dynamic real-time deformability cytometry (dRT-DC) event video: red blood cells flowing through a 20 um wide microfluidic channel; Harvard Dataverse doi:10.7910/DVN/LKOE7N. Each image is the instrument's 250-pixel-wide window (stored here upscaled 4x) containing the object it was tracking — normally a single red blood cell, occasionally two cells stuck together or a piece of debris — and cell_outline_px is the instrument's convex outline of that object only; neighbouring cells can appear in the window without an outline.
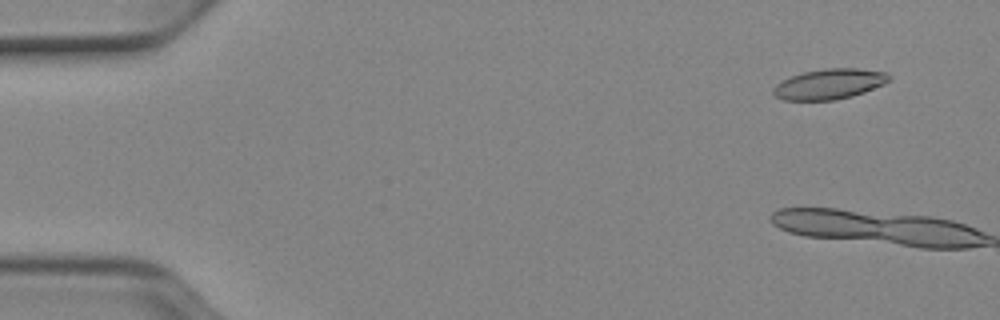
{"species": "Egyptian fruit bat (a non-hibernating species)", "species_latin": "Rousettus aegyptiacus", "temperature_condition": "cold", "stored_images_in_passage": 5, "camera_frame_rate_fps": 3000, "um_per_image_px": 0.085, "animal": {"sex": "female"}, "frame": {"image": 1, "passage_image": 4, "time_ms": 1.0, "image_size_px": [1000, 320], "cell_outline_px": [[892, 76], [884, 84], [864, 92], [852, 96], [836, 100], [784, 100], [776, 96], [772, 92], [772, 88], [776, 84], [792, 76], [804, 72], [824, 68], [856, 68], [888, 72]], "centroid_in_image_um": [70.51, 7.14], "position_along_channel_um": 14.5, "area_um2": 20.46}}